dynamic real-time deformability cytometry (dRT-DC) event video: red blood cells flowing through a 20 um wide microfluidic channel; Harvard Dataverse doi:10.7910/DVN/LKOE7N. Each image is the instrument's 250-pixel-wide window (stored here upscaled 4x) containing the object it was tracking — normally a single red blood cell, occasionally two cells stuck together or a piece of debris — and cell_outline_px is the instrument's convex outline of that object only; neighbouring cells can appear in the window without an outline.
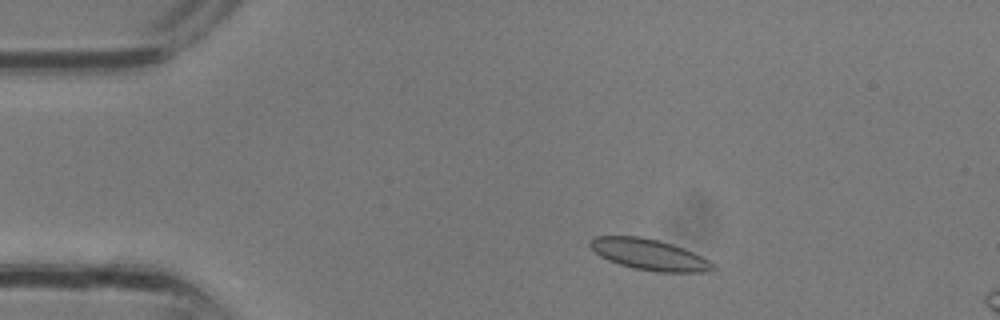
{"species": "common noctule bat (a hibernating species)", "species_latin": "Nyctalus noctula", "temperature_condition": "room temperature", "stored_images_in_passage": 3, "camera_frame_rate_fps": 3000, "um_per_image_px": 0.085, "animal": {"sex": "male", "body_mass_g": 13.3}, "frame": {"image": 1, "passage_image": 2, "time_ms": 0.333, "image_size_px": [1000, 320], "cell_outline_px": [[716, 268], [704, 272], [656, 272], [636, 268], [620, 264], [608, 260], [600, 256], [588, 244], [588, 240], [596, 236], [640, 236], [660, 240], [684, 248], [716, 264]], "centroid_in_image_um": [55.18, 21.63], "position_along_channel_um": 29.8, "area_um2": 22.14}}